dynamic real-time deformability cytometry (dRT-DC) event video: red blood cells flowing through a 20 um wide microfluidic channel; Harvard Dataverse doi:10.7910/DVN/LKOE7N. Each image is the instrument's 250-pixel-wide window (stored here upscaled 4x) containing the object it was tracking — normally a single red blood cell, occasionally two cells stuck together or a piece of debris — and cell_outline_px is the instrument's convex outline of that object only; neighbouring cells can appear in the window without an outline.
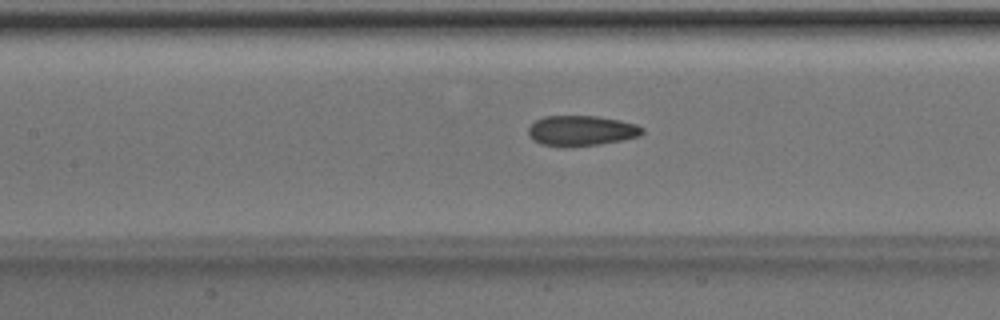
{"species": "Egyptian fruit bat (a non-hibernating species)", "species_latin": "Rousettus aegyptiacus", "temperature_condition": "room temperature", "stored_images_in_passage": 38, "camera_frame_rate_fps": 3000, "um_per_image_px": 0.085, "animal": {"sex": "male"}, "frame": {"image": 1, "passage_image": 11, "time_ms": 3.333, "image_size_px": [1000, 320], "cell_outline_px": [[644, 132], [640, 136], [600, 144], [568, 148], [564, 148], [540, 144], [532, 140], [528, 136], [528, 128], [536, 120], [544, 116], [596, 116], [620, 120], [636, 124], [644, 128]], "centroid_in_image_um": [49.38, 11.13], "position_along_channel_um": 158.0, "area_um2": 20.46}}
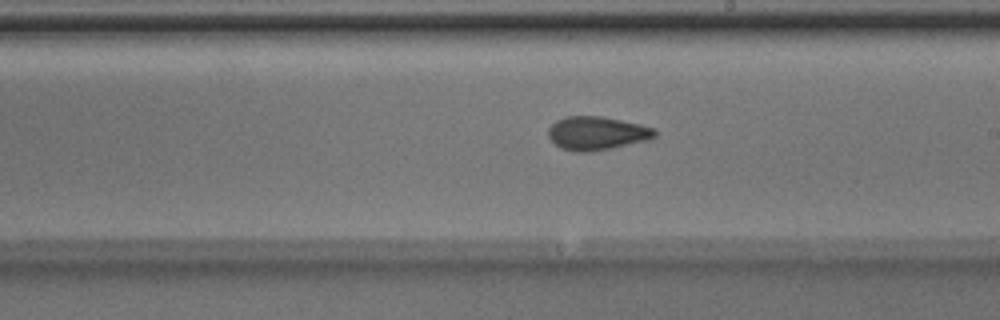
{"frame": {"image": 2, "passage_image": 17, "time_ms": 5.333, "image_size_px": [1000, 320], "cell_outline_px": [[656, 136], [652, 140], [592, 152], [572, 152], [560, 148], [548, 136], [548, 128], [556, 120], [568, 116], [600, 116], [640, 124], [652, 128], [656, 132]], "centroid_in_image_um": [50.74, 11.34], "position_along_channel_um": 238.3, "area_um2": 20.98}}
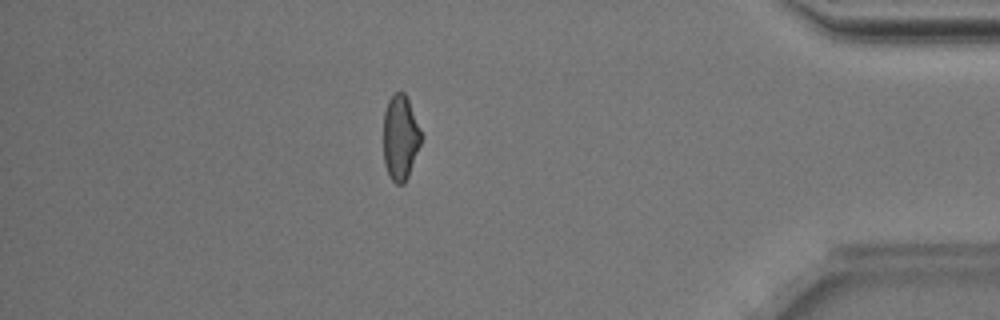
{"frame": {"image": 3, "passage_image": 32, "time_ms": 10.333, "image_size_px": [1000, 320], "cell_outline_px": [[420, 144], [408, 176], [404, 184], [396, 184], [388, 176], [384, 164], [384, 112], [388, 100], [396, 92], [404, 92], [408, 100], [420, 128]], "centroid_in_image_um": [34.01, 11.72], "position_along_channel_um": 401.2, "area_um2": 18.44}, "authors_computed_cell_mechanics": {"area_um2": 19.8832, "velocity_mm_per_s": 4.0318, "shape_relaxation_time_tau1_ms": 6.1232, "shape_relaxation_time_tau2_ms": 1.8878, "deformation_change_tau1": 0.1485, "deformation_change_tau2": 0.0883}}